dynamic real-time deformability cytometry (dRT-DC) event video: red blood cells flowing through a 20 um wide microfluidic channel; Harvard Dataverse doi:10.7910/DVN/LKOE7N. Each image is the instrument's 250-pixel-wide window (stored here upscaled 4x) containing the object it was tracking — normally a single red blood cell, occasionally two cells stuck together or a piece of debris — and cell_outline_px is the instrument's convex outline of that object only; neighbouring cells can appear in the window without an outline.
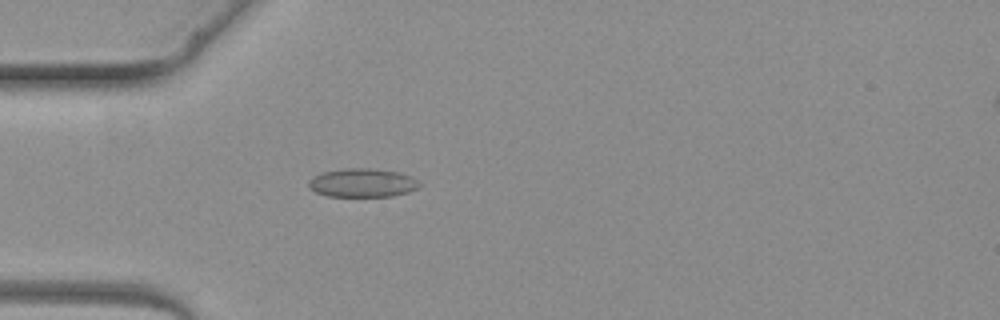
{"species": "common noctule bat (a hibernating species)", "species_latin": "Nyctalus noctula", "temperature_condition": "warm", "stored_images_in_passage": 3, "camera_frame_rate_fps": 3000, "um_per_image_px": 0.085, "animal": {"sex": "female", "body_mass_g": 19.3, "forearm_length_mm": 54.1}, "frame": {"image": 1, "passage_image": 3, "time_ms": 2.333, "image_size_px": [1000, 320], "cell_outline_px": [[424, 184], [408, 192], [392, 196], [328, 196], [316, 192], [308, 188], [308, 180], [312, 176], [324, 172], [348, 168], [368, 168], [400, 172], [412, 176]], "centroid_in_image_um": [30.82, 15.54], "position_along_channel_um": 54.2, "area_um2": 18.61}}